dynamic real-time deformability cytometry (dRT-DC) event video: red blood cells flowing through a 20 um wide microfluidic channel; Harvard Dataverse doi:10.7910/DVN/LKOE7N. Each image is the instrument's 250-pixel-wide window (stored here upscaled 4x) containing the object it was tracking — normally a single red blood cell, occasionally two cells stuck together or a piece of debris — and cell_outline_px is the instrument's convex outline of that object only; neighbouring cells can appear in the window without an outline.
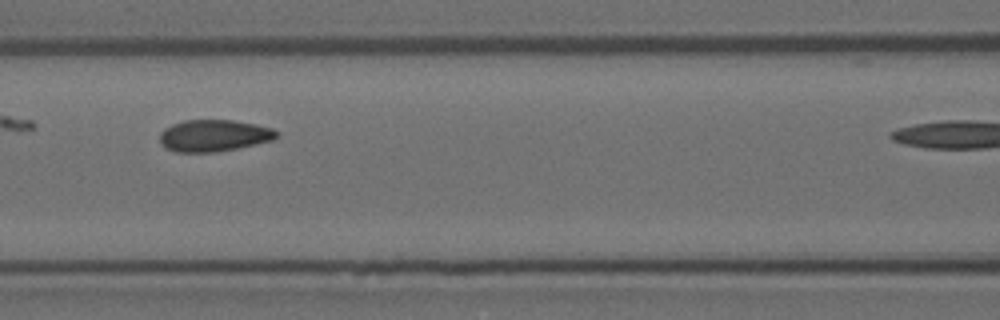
{"species": "Egyptian fruit bat (a non-hibernating species)", "species_latin": "Rousettus aegyptiacus", "temperature_condition": "room temperature", "stored_images_in_passage": 7, "camera_frame_rate_fps": 3000, "um_per_image_px": 0.085, "animal": {"sex": "female"}, "frame": {"image": 1, "passage_image": 6, "time_ms": 1.667, "image_size_px": [1000, 320], "cell_outline_px": [[280, 136], [272, 140], [236, 148], [216, 152], [176, 152], [160, 144], [160, 132], [164, 128], [172, 124], [184, 120], [232, 120], [256, 124], [272, 128], [280, 132]], "centroid_in_image_um": [18.19, 11.52], "position_along_channel_um": 148.4, "area_um2": 21.68}}